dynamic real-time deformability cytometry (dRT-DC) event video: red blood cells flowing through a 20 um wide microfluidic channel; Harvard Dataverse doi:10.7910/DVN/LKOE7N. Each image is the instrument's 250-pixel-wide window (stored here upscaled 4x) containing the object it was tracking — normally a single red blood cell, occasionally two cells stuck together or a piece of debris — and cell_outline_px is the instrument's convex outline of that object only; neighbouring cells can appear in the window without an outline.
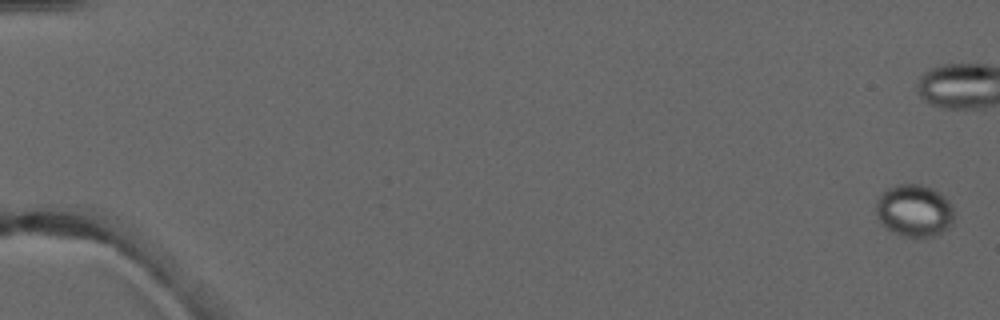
{"species": "common noctule bat (a hibernating species)", "species_latin": "Nyctalus noctula", "temperature_condition": "warm", "stored_images_in_passage": 5, "camera_frame_rate_fps": 3000, "um_per_image_px": 0.085, "animal": {"sex": "male", "forearm_length_mm": 52.5}, "frame": {"image": 1, "passage_image": 1, "time_ms": 0.0, "image_size_px": [1000, 320], "cell_outline_px": [[952, 224], [948, 228], [932, 236], [908, 236], [896, 232], [880, 224], [876, 216], [876, 200], [888, 188], [896, 184], [920, 184], [932, 188], [940, 192], [948, 200], [952, 208]], "centroid_in_image_um": [77.69, 17.87], "position_along_channel_um": 7.3, "area_um2": 23.47}}